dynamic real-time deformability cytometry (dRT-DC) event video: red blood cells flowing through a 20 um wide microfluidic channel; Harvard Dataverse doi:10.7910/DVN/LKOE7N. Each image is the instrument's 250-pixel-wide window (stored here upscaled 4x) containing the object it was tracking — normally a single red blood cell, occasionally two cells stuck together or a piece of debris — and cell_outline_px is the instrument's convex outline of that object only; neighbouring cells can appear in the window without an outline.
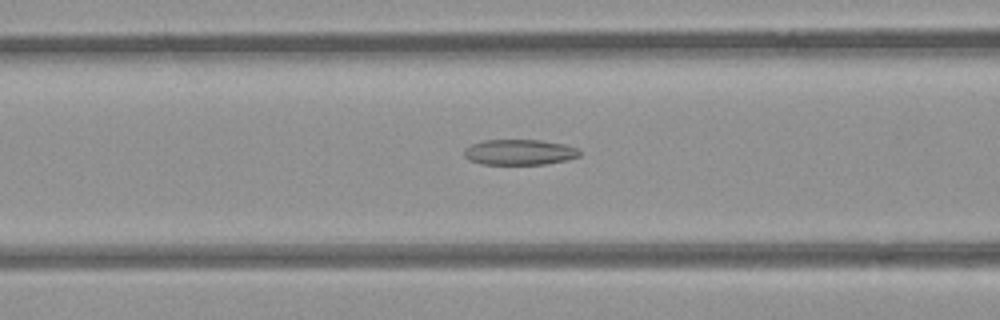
{"species": "common noctule bat (a hibernating species)", "species_latin": "Nyctalus noctula", "temperature_condition": "room temperature", "stored_images_in_passage": 31, "camera_frame_rate_fps": 3000, "um_per_image_px": 0.085, "animal": {"sex": "female", "body_mass_g": 21.9}, "frame": {"image": 1, "passage_image": 8, "time_ms": 2.333, "image_size_px": [1000, 320], "cell_outline_px": [[580, 156], [568, 160], [544, 164], [484, 164], [468, 160], [464, 156], [464, 148], [472, 144], [484, 140], [540, 140], [564, 144], [576, 148], [580, 152]], "centroid_in_image_um": [44.14, 12.93], "position_along_channel_um": 122.5, "area_um2": 17.17}}
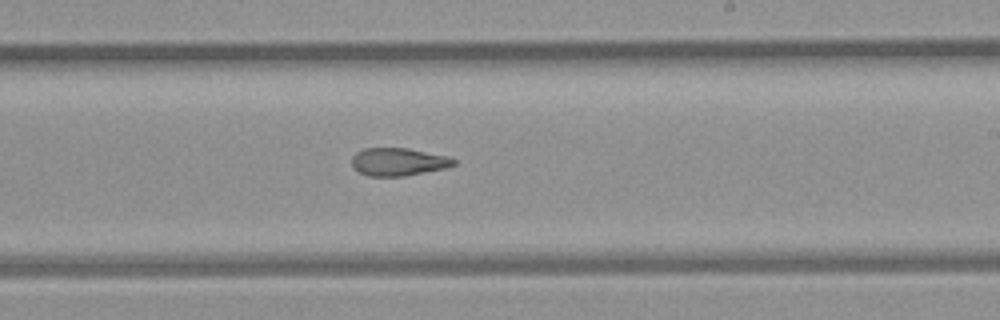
{"frame": {"image": 2, "passage_image": 18, "time_ms": 5.667, "image_size_px": [1000, 320], "cell_outline_px": [[456, 164], [444, 168], [404, 176], [368, 176], [352, 168], [352, 156], [356, 152], [364, 148], [408, 148], [448, 156], [456, 160]], "centroid_in_image_um": [33.83, 13.75], "position_along_channel_um": 255.2, "area_um2": 16.53}}
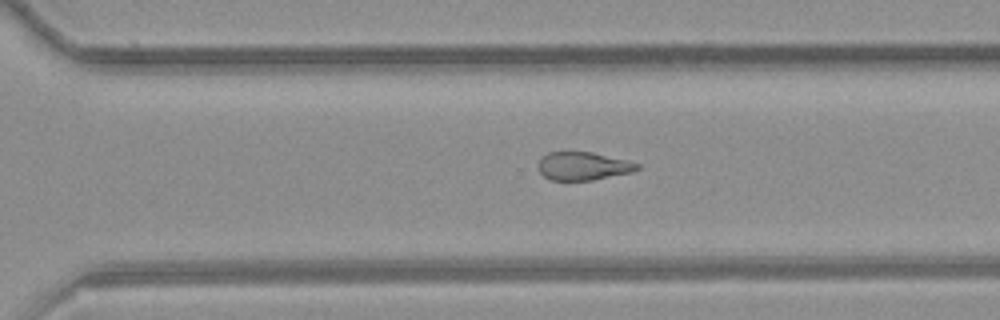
{"frame": {"image": 3, "passage_image": 23, "time_ms": 7.333, "image_size_px": [1000, 320], "cell_outline_px": [[640, 168], [632, 172], [592, 180], [552, 180], [544, 176], [540, 172], [536, 164], [548, 152], [592, 152], [640, 164]], "centroid_in_image_um": [49.54, 14.12], "position_along_channel_um": 321.1, "area_um2": 16.07}, "authors_computed_cell_mechanics": {"area_um2": 17.3978, "velocity_mm_per_s": 3.9838, "shape_relaxation_time_tau1_ms": null, "shape_relaxation_time_tau2_ms": 2.4104, "deformation_change_tau1": null, "deformation_change_tau2": 0.1055}}